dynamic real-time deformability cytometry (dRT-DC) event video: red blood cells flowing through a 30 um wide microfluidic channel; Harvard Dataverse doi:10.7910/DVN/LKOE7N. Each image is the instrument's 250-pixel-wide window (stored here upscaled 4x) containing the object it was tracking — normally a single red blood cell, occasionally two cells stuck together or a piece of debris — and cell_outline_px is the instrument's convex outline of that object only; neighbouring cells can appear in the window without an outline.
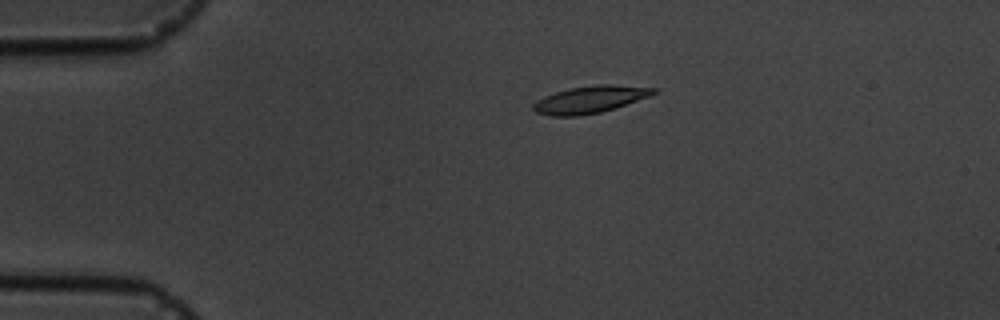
{"species": "common noctule bat (a hibernating species)", "species_latin": "Nyctalus noctula", "temperature_condition": "cold", "stored_images_in_passage": 17, "camera_frame_rate_fps": 3000, "um_per_image_px": 0.085, "animal": {"sex": "male", "body_mass_g": 19.5, "forearm_length_mm": 54.6}, "frame": {"image": 1, "passage_image": 4, "time_ms": 3.333, "image_size_px": [1000, 320], "cell_outline_px": [[660, 88], [652, 96], [600, 112], [580, 116], [552, 116], [536, 112], [532, 108], [532, 104], [544, 96], [568, 88], [596, 84], [612, 84]], "centroid_in_image_um": [50.18, 8.44], "position_along_channel_um": 34.8, "area_um2": 19.13}}
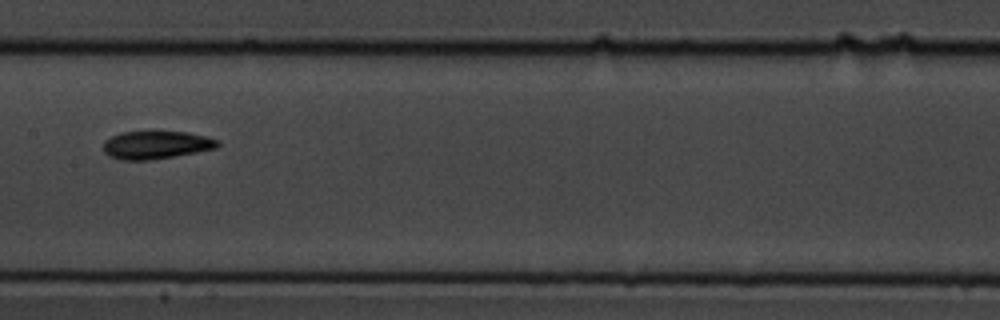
{"frame": {"image": 2, "passage_image": 9, "time_ms": 9.0, "image_size_px": [1000, 320], "cell_outline_px": [[220, 144], [216, 148], [196, 152], [152, 160], [120, 160], [108, 156], [104, 152], [104, 140], [120, 132], [188, 132], [208, 136], [220, 140]], "centroid_in_image_um": [13.28, 12.32], "position_along_channel_um": 194.1, "area_um2": 18.73}}
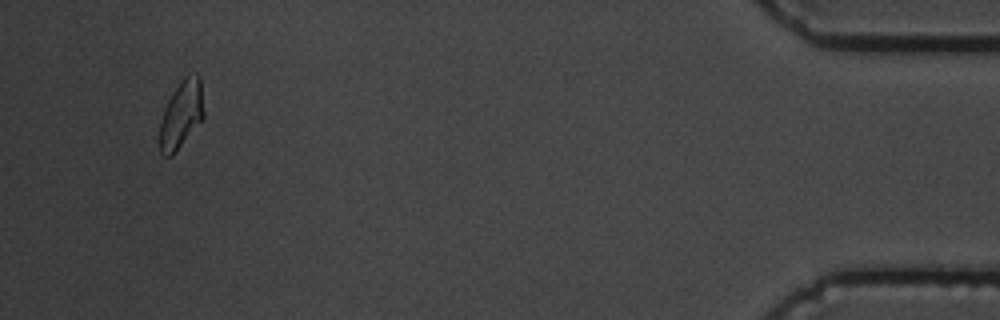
{"frame": {"image": 3, "passage_image": 16, "time_ms": 17.333, "image_size_px": [1000, 320], "cell_outline_px": [[204, 116], [172, 156], [164, 156], [160, 152], [160, 120], [164, 108], [172, 92], [180, 80], [188, 72], [196, 72], [200, 76], [204, 112]], "centroid_in_image_um": [15.41, 9.65], "position_along_channel_um": 419.8, "area_um2": 17.46}, "authors_computed_cell_mechanics": {"area_um2": 18.207, "velocity_mm_per_s": 3.5788, "shape_relaxation_time_tau1_ms": 3.8933, "shape_relaxation_time_tau2_ms": 4.1477, "deformation_change_tau1": 0.1491, "deformation_change_tau2": 0.1037}}